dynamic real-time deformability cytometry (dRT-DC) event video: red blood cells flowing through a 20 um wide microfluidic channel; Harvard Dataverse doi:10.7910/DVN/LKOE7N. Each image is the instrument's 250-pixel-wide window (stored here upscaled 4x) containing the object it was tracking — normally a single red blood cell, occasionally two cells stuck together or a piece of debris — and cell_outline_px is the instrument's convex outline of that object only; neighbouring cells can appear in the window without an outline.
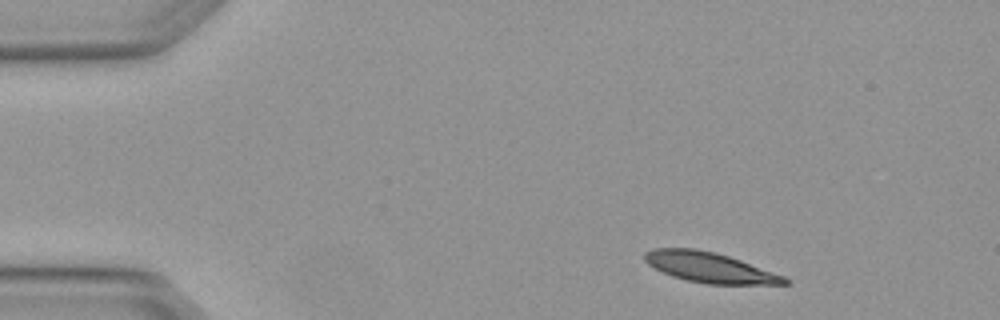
{"species": "Egyptian fruit bat (a non-hibernating species)", "species_latin": "Rousettus aegyptiacus", "temperature_condition": "warm", "stored_images_in_passage": 3, "camera_frame_rate_fps": 3000, "um_per_image_px": 0.085, "animal": {"sex": "female"}, "frame": {"image": 1, "passage_image": 1, "time_ms": 0.0, "image_size_px": [1000, 320], "cell_outline_px": [[792, 284], [708, 284], [688, 280], [672, 276], [648, 264], [644, 260], [644, 252], [652, 248], [692, 248], [716, 252], [740, 260], [784, 276], [792, 280]], "centroid_in_image_um": [60.34, 22.73], "position_along_channel_um": 24.7, "area_um2": 24.51}}